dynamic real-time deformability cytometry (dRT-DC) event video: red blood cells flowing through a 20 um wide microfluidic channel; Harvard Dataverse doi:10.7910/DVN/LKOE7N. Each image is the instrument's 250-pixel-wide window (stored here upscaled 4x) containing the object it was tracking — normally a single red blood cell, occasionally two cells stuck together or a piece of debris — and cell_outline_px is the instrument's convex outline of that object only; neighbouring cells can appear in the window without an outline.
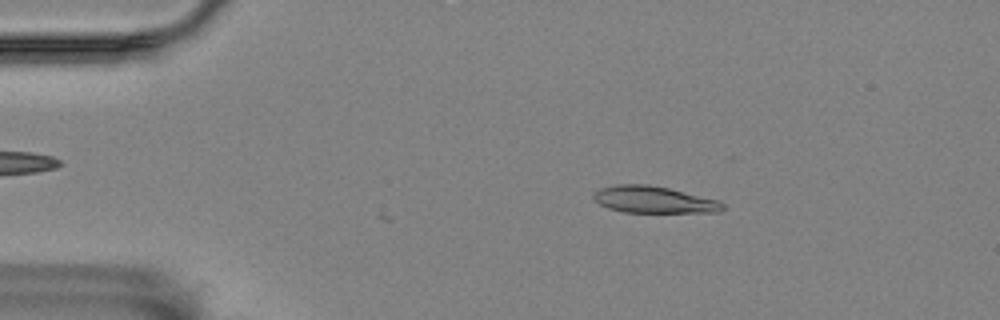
{"species": "Egyptian fruit bat (a non-hibernating species)", "species_latin": "Rousettus aegyptiacus", "temperature_condition": "room temperature", "stored_images_in_passage": 44, "camera_frame_rate_fps": 3000, "um_per_image_px": 0.085, "animal": {"sex": "female"}, "frame": {"image": 1, "passage_image": 9, "time_ms": 2.667, "image_size_px": [1000, 320], "cell_outline_px": [[724, 208], [720, 212], [624, 212], [608, 208], [600, 204], [592, 196], [592, 192], [600, 188], [616, 184], [648, 184], [668, 188], [720, 200], [724, 204]], "centroid_in_image_um": [55.57, 16.96], "position_along_channel_um": 29.4, "area_um2": 20.23}}
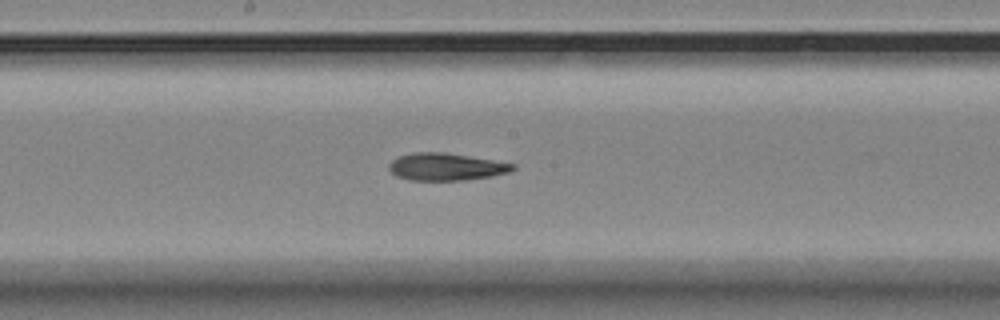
{"frame": {"image": 2, "passage_image": 29, "time_ms": 9.333, "image_size_px": [1000, 320], "cell_outline_px": [[516, 168], [508, 172], [492, 176], [464, 180], [412, 180], [396, 176], [388, 168], [388, 164], [392, 160], [400, 156], [416, 152], [444, 152], [516, 164]], "centroid_in_image_um": [37.91, 14.18], "position_along_channel_um": 210.3, "area_um2": 19.54}}
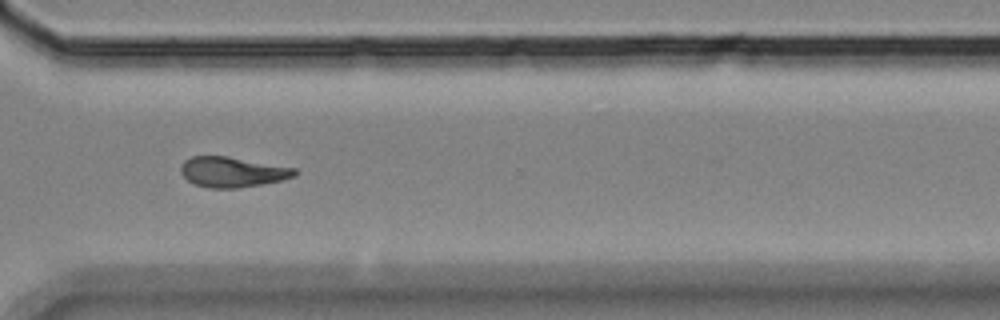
{"frame": {"image": 3, "passage_image": 41, "time_ms": 13.333, "image_size_px": [1000, 320], "cell_outline_px": [[296, 176], [284, 180], [236, 188], [208, 188], [196, 184], [188, 180], [180, 172], [180, 164], [184, 160], [192, 156], [228, 156], [296, 168]], "centroid_in_image_um": [19.74, 14.61], "position_along_channel_um": 350.9, "area_um2": 20.11}, "authors_computed_cell_mechanics": {"area_um2": 20.2011, "velocity_mm_per_s": 3.5172, "shape_relaxation_time_tau1_ms": 4.6658, "shape_relaxation_time_tau2_ms": 3.7249, "deformation_change_tau1": 0.1498, "deformation_change_tau2": 0.0836}}